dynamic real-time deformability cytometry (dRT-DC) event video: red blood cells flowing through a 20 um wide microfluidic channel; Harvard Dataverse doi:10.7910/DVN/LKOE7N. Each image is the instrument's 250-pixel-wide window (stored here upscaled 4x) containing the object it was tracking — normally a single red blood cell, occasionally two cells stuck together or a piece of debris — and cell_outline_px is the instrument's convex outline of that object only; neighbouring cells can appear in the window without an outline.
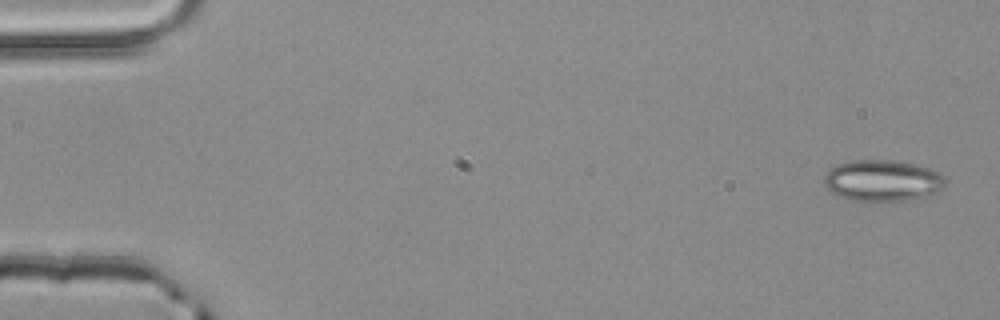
{"species": "common noctule bat (a hibernating species)", "species_latin": "Nyctalus noctula", "temperature_condition": "room temperature", "stored_images_in_passage": 4, "camera_frame_rate_fps": 3000, "um_per_image_px": 0.085, "animal": {"sex": "male", "body_mass_g": 20.4}, "frame": {"image": 1, "passage_image": 1, "time_ms": 0.0, "image_size_px": [1000, 320], "cell_outline_px": [[944, 184], [936, 192], [924, 196], [908, 200], [852, 200], [836, 196], [824, 184], [824, 176], [836, 164], [848, 160], [900, 160], [928, 168], [940, 172], [944, 176]], "centroid_in_image_um": [74.98, 15.32], "position_along_channel_um": 10.0, "area_um2": 29.02}}